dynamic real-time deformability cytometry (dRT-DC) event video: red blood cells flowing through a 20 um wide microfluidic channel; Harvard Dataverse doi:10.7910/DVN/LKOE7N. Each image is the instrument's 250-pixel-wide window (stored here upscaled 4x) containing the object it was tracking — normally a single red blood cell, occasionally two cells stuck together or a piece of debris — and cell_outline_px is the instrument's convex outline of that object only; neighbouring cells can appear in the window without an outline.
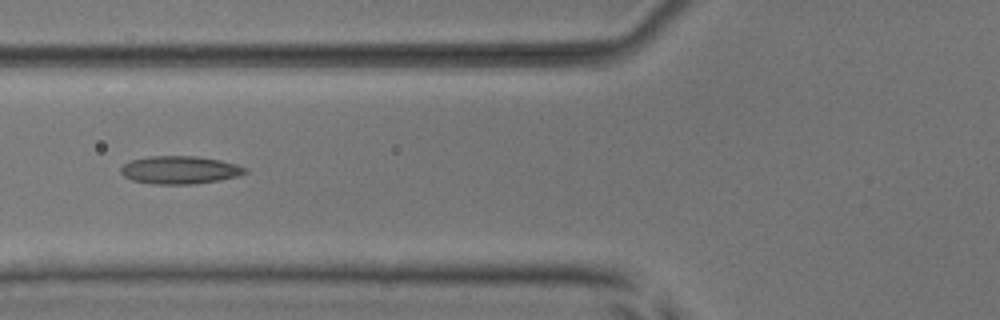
{"species": "common noctule bat (a hibernating species)", "species_latin": "Nyctalus noctula", "temperature_condition": "room temperature", "stored_images_in_passage": 7, "camera_frame_rate_fps": 3000, "um_per_image_px": 0.085, "animal": {"sex": "male", "body_mass_g": 17.9, "forearm_length_mm": 54.2}, "frame": {"image": 1, "passage_image": 6, "time_ms": 6.667, "image_size_px": [1000, 320], "cell_outline_px": [[248, 172], [236, 176], [220, 180], [192, 184], [152, 184], [132, 180], [124, 176], [120, 172], [120, 168], [124, 164], [132, 160], [152, 156], [196, 156], [220, 160], [236, 164], [248, 168]], "centroid_in_image_um": [15.29, 14.45], "position_along_channel_um": 110.5, "area_um2": 20.17}}
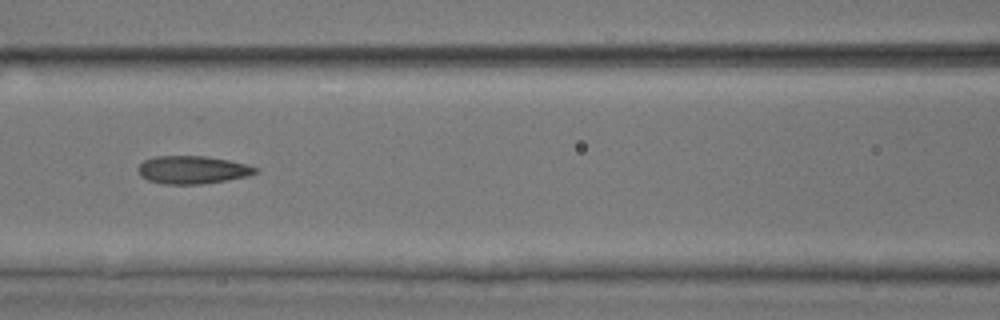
{"frame": {"image": 2, "passage_image": 7, "time_ms": 7.667, "image_size_px": [1000, 320], "cell_outline_px": [[260, 172], [248, 176], [200, 184], [164, 184], [148, 180], [140, 176], [136, 168], [144, 160], [156, 156], [204, 156], [228, 160], [260, 168]], "centroid_in_image_um": [16.35, 14.43], "position_along_channel_um": 150.3, "area_um2": 19.07}}